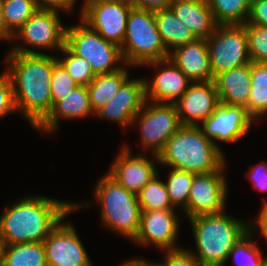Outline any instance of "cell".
<instances>
[{
  "instance_id": "cell-37",
  "label": "cell",
  "mask_w": 267,
  "mask_h": 266,
  "mask_svg": "<svg viewBox=\"0 0 267 266\" xmlns=\"http://www.w3.org/2000/svg\"><path fill=\"white\" fill-rule=\"evenodd\" d=\"M164 263L166 266H201L199 261L185 248L164 251Z\"/></svg>"
},
{
  "instance_id": "cell-29",
  "label": "cell",
  "mask_w": 267,
  "mask_h": 266,
  "mask_svg": "<svg viewBox=\"0 0 267 266\" xmlns=\"http://www.w3.org/2000/svg\"><path fill=\"white\" fill-rule=\"evenodd\" d=\"M156 174L137 194L141 211L175 210L164 182Z\"/></svg>"
},
{
  "instance_id": "cell-42",
  "label": "cell",
  "mask_w": 267,
  "mask_h": 266,
  "mask_svg": "<svg viewBox=\"0 0 267 266\" xmlns=\"http://www.w3.org/2000/svg\"><path fill=\"white\" fill-rule=\"evenodd\" d=\"M257 225L255 226H250V230H254V227L259 228V231L261 232L262 236H264V238L267 241V201L263 204L261 211L259 212L258 216H257Z\"/></svg>"
},
{
  "instance_id": "cell-27",
  "label": "cell",
  "mask_w": 267,
  "mask_h": 266,
  "mask_svg": "<svg viewBox=\"0 0 267 266\" xmlns=\"http://www.w3.org/2000/svg\"><path fill=\"white\" fill-rule=\"evenodd\" d=\"M217 25H241L247 22L251 0H207Z\"/></svg>"
},
{
  "instance_id": "cell-46",
  "label": "cell",
  "mask_w": 267,
  "mask_h": 266,
  "mask_svg": "<svg viewBox=\"0 0 267 266\" xmlns=\"http://www.w3.org/2000/svg\"><path fill=\"white\" fill-rule=\"evenodd\" d=\"M3 249H4V243H3V241L0 239V266H2Z\"/></svg>"
},
{
  "instance_id": "cell-4",
  "label": "cell",
  "mask_w": 267,
  "mask_h": 266,
  "mask_svg": "<svg viewBox=\"0 0 267 266\" xmlns=\"http://www.w3.org/2000/svg\"><path fill=\"white\" fill-rule=\"evenodd\" d=\"M225 212L189 219L197 252L187 250L201 266H224L234 245L250 230V224L230 217Z\"/></svg>"
},
{
  "instance_id": "cell-8",
  "label": "cell",
  "mask_w": 267,
  "mask_h": 266,
  "mask_svg": "<svg viewBox=\"0 0 267 266\" xmlns=\"http://www.w3.org/2000/svg\"><path fill=\"white\" fill-rule=\"evenodd\" d=\"M135 122L139 123L143 147L152 149L153 161L157 163L168 139L183 126L175 103L145 101L133 119V125Z\"/></svg>"
},
{
  "instance_id": "cell-2",
  "label": "cell",
  "mask_w": 267,
  "mask_h": 266,
  "mask_svg": "<svg viewBox=\"0 0 267 266\" xmlns=\"http://www.w3.org/2000/svg\"><path fill=\"white\" fill-rule=\"evenodd\" d=\"M81 206L41 195L25 197L0 217V239L4 245L43 242L61 220Z\"/></svg>"
},
{
  "instance_id": "cell-14",
  "label": "cell",
  "mask_w": 267,
  "mask_h": 266,
  "mask_svg": "<svg viewBox=\"0 0 267 266\" xmlns=\"http://www.w3.org/2000/svg\"><path fill=\"white\" fill-rule=\"evenodd\" d=\"M254 120L247 108L220 102L214 113L202 122L200 129L220 149L216 143L218 140L228 143L238 141L247 134Z\"/></svg>"
},
{
  "instance_id": "cell-13",
  "label": "cell",
  "mask_w": 267,
  "mask_h": 266,
  "mask_svg": "<svg viewBox=\"0 0 267 266\" xmlns=\"http://www.w3.org/2000/svg\"><path fill=\"white\" fill-rule=\"evenodd\" d=\"M43 246L48 266H93L70 223L61 220L43 240Z\"/></svg>"
},
{
  "instance_id": "cell-20",
  "label": "cell",
  "mask_w": 267,
  "mask_h": 266,
  "mask_svg": "<svg viewBox=\"0 0 267 266\" xmlns=\"http://www.w3.org/2000/svg\"><path fill=\"white\" fill-rule=\"evenodd\" d=\"M169 58L192 82L213 80L206 39H196L175 48Z\"/></svg>"
},
{
  "instance_id": "cell-5",
  "label": "cell",
  "mask_w": 267,
  "mask_h": 266,
  "mask_svg": "<svg viewBox=\"0 0 267 266\" xmlns=\"http://www.w3.org/2000/svg\"><path fill=\"white\" fill-rule=\"evenodd\" d=\"M95 196L105 226L134 241L140 229L142 212L137 195L106 173L97 182Z\"/></svg>"
},
{
  "instance_id": "cell-1",
  "label": "cell",
  "mask_w": 267,
  "mask_h": 266,
  "mask_svg": "<svg viewBox=\"0 0 267 266\" xmlns=\"http://www.w3.org/2000/svg\"><path fill=\"white\" fill-rule=\"evenodd\" d=\"M4 71L11 79L18 112L35 129L51 112V79L57 57L46 54L9 52Z\"/></svg>"
},
{
  "instance_id": "cell-23",
  "label": "cell",
  "mask_w": 267,
  "mask_h": 266,
  "mask_svg": "<svg viewBox=\"0 0 267 266\" xmlns=\"http://www.w3.org/2000/svg\"><path fill=\"white\" fill-rule=\"evenodd\" d=\"M213 81L221 103L246 108L251 91V63L222 72Z\"/></svg>"
},
{
  "instance_id": "cell-34",
  "label": "cell",
  "mask_w": 267,
  "mask_h": 266,
  "mask_svg": "<svg viewBox=\"0 0 267 266\" xmlns=\"http://www.w3.org/2000/svg\"><path fill=\"white\" fill-rule=\"evenodd\" d=\"M248 37L250 60L267 64V27L255 24H243Z\"/></svg>"
},
{
  "instance_id": "cell-22",
  "label": "cell",
  "mask_w": 267,
  "mask_h": 266,
  "mask_svg": "<svg viewBox=\"0 0 267 266\" xmlns=\"http://www.w3.org/2000/svg\"><path fill=\"white\" fill-rule=\"evenodd\" d=\"M169 8L197 39H208L217 27L207 0H173Z\"/></svg>"
},
{
  "instance_id": "cell-6",
  "label": "cell",
  "mask_w": 267,
  "mask_h": 266,
  "mask_svg": "<svg viewBox=\"0 0 267 266\" xmlns=\"http://www.w3.org/2000/svg\"><path fill=\"white\" fill-rule=\"evenodd\" d=\"M124 64L143 66L169 58L157 29L155 11L133 7L128 15L126 33L120 46Z\"/></svg>"
},
{
  "instance_id": "cell-18",
  "label": "cell",
  "mask_w": 267,
  "mask_h": 266,
  "mask_svg": "<svg viewBox=\"0 0 267 266\" xmlns=\"http://www.w3.org/2000/svg\"><path fill=\"white\" fill-rule=\"evenodd\" d=\"M145 101V79L128 78L115 96L95 115L114 120L124 129L127 125L133 124V119Z\"/></svg>"
},
{
  "instance_id": "cell-40",
  "label": "cell",
  "mask_w": 267,
  "mask_h": 266,
  "mask_svg": "<svg viewBox=\"0 0 267 266\" xmlns=\"http://www.w3.org/2000/svg\"><path fill=\"white\" fill-rule=\"evenodd\" d=\"M77 0H35L37 9L40 10H53L59 12V10H65L70 12Z\"/></svg>"
},
{
  "instance_id": "cell-16",
  "label": "cell",
  "mask_w": 267,
  "mask_h": 266,
  "mask_svg": "<svg viewBox=\"0 0 267 266\" xmlns=\"http://www.w3.org/2000/svg\"><path fill=\"white\" fill-rule=\"evenodd\" d=\"M219 103L214 81L210 80L192 82L175 105L182 125L197 126L214 113Z\"/></svg>"
},
{
  "instance_id": "cell-11",
  "label": "cell",
  "mask_w": 267,
  "mask_h": 266,
  "mask_svg": "<svg viewBox=\"0 0 267 266\" xmlns=\"http://www.w3.org/2000/svg\"><path fill=\"white\" fill-rule=\"evenodd\" d=\"M57 11L38 9L13 35L20 38L25 45L12 47L11 52L24 54H41L26 48L30 45L39 49H59L65 46L66 29L62 26Z\"/></svg>"
},
{
  "instance_id": "cell-31",
  "label": "cell",
  "mask_w": 267,
  "mask_h": 266,
  "mask_svg": "<svg viewBox=\"0 0 267 266\" xmlns=\"http://www.w3.org/2000/svg\"><path fill=\"white\" fill-rule=\"evenodd\" d=\"M37 10L35 0H3L6 28L14 35Z\"/></svg>"
},
{
  "instance_id": "cell-21",
  "label": "cell",
  "mask_w": 267,
  "mask_h": 266,
  "mask_svg": "<svg viewBox=\"0 0 267 266\" xmlns=\"http://www.w3.org/2000/svg\"><path fill=\"white\" fill-rule=\"evenodd\" d=\"M94 114L89 98L87 86H77L64 99L59 100L48 116L35 128L42 132H55L58 130L59 118L76 119ZM88 115V116H87Z\"/></svg>"
},
{
  "instance_id": "cell-19",
  "label": "cell",
  "mask_w": 267,
  "mask_h": 266,
  "mask_svg": "<svg viewBox=\"0 0 267 266\" xmlns=\"http://www.w3.org/2000/svg\"><path fill=\"white\" fill-rule=\"evenodd\" d=\"M130 150V147L123 146L107 173L128 191L137 195L158 172L149 157L142 154L132 155Z\"/></svg>"
},
{
  "instance_id": "cell-15",
  "label": "cell",
  "mask_w": 267,
  "mask_h": 266,
  "mask_svg": "<svg viewBox=\"0 0 267 266\" xmlns=\"http://www.w3.org/2000/svg\"><path fill=\"white\" fill-rule=\"evenodd\" d=\"M178 226L174 210L142 211L140 229L134 243L154 245L164 251L181 249L176 245Z\"/></svg>"
},
{
  "instance_id": "cell-9",
  "label": "cell",
  "mask_w": 267,
  "mask_h": 266,
  "mask_svg": "<svg viewBox=\"0 0 267 266\" xmlns=\"http://www.w3.org/2000/svg\"><path fill=\"white\" fill-rule=\"evenodd\" d=\"M207 46L213 79L232 68L251 63L245 26L217 25L208 38Z\"/></svg>"
},
{
  "instance_id": "cell-10",
  "label": "cell",
  "mask_w": 267,
  "mask_h": 266,
  "mask_svg": "<svg viewBox=\"0 0 267 266\" xmlns=\"http://www.w3.org/2000/svg\"><path fill=\"white\" fill-rule=\"evenodd\" d=\"M82 6L81 21L105 40L121 46L134 7L131 0H85Z\"/></svg>"
},
{
  "instance_id": "cell-25",
  "label": "cell",
  "mask_w": 267,
  "mask_h": 266,
  "mask_svg": "<svg viewBox=\"0 0 267 266\" xmlns=\"http://www.w3.org/2000/svg\"><path fill=\"white\" fill-rule=\"evenodd\" d=\"M128 75V70L123 67L113 73L98 74L90 82L87 89L94 115L115 96L122 84L129 78Z\"/></svg>"
},
{
  "instance_id": "cell-43",
  "label": "cell",
  "mask_w": 267,
  "mask_h": 266,
  "mask_svg": "<svg viewBox=\"0 0 267 266\" xmlns=\"http://www.w3.org/2000/svg\"><path fill=\"white\" fill-rule=\"evenodd\" d=\"M13 38V34L6 28L5 20L3 16V0H0V39L10 41Z\"/></svg>"
},
{
  "instance_id": "cell-12",
  "label": "cell",
  "mask_w": 267,
  "mask_h": 266,
  "mask_svg": "<svg viewBox=\"0 0 267 266\" xmlns=\"http://www.w3.org/2000/svg\"><path fill=\"white\" fill-rule=\"evenodd\" d=\"M194 175L187 207L183 212L190 219L199 215L218 214L225 211L227 182L224 172Z\"/></svg>"
},
{
  "instance_id": "cell-17",
  "label": "cell",
  "mask_w": 267,
  "mask_h": 266,
  "mask_svg": "<svg viewBox=\"0 0 267 266\" xmlns=\"http://www.w3.org/2000/svg\"><path fill=\"white\" fill-rule=\"evenodd\" d=\"M155 65L163 67L156 73L151 82L145 79L146 101L175 103L187 91L192 81L181 72L170 58L149 62L144 66L155 67Z\"/></svg>"
},
{
  "instance_id": "cell-3",
  "label": "cell",
  "mask_w": 267,
  "mask_h": 266,
  "mask_svg": "<svg viewBox=\"0 0 267 266\" xmlns=\"http://www.w3.org/2000/svg\"><path fill=\"white\" fill-rule=\"evenodd\" d=\"M159 164L195 175L225 168V156L200 129V125H183L167 141L158 155Z\"/></svg>"
},
{
  "instance_id": "cell-36",
  "label": "cell",
  "mask_w": 267,
  "mask_h": 266,
  "mask_svg": "<svg viewBox=\"0 0 267 266\" xmlns=\"http://www.w3.org/2000/svg\"><path fill=\"white\" fill-rule=\"evenodd\" d=\"M17 111L13 85L10 77L4 72L0 75V118Z\"/></svg>"
},
{
  "instance_id": "cell-33",
  "label": "cell",
  "mask_w": 267,
  "mask_h": 266,
  "mask_svg": "<svg viewBox=\"0 0 267 266\" xmlns=\"http://www.w3.org/2000/svg\"><path fill=\"white\" fill-rule=\"evenodd\" d=\"M60 51L64 53V56L62 58L57 57V61L65 68L79 86H88L96 77L90 63L84 58L73 54L66 46Z\"/></svg>"
},
{
  "instance_id": "cell-7",
  "label": "cell",
  "mask_w": 267,
  "mask_h": 266,
  "mask_svg": "<svg viewBox=\"0 0 267 266\" xmlns=\"http://www.w3.org/2000/svg\"><path fill=\"white\" fill-rule=\"evenodd\" d=\"M65 46L76 56L87 60L96 75L119 71L113 66L124 59L119 45L105 40L83 21L66 29Z\"/></svg>"
},
{
  "instance_id": "cell-44",
  "label": "cell",
  "mask_w": 267,
  "mask_h": 266,
  "mask_svg": "<svg viewBox=\"0 0 267 266\" xmlns=\"http://www.w3.org/2000/svg\"><path fill=\"white\" fill-rule=\"evenodd\" d=\"M120 266H140V258L129 259L128 261L121 263Z\"/></svg>"
},
{
  "instance_id": "cell-35",
  "label": "cell",
  "mask_w": 267,
  "mask_h": 266,
  "mask_svg": "<svg viewBox=\"0 0 267 266\" xmlns=\"http://www.w3.org/2000/svg\"><path fill=\"white\" fill-rule=\"evenodd\" d=\"M79 86L68 74L65 68L57 62L53 68L51 79L52 108L59 101L65 98L70 92Z\"/></svg>"
},
{
  "instance_id": "cell-41",
  "label": "cell",
  "mask_w": 267,
  "mask_h": 266,
  "mask_svg": "<svg viewBox=\"0 0 267 266\" xmlns=\"http://www.w3.org/2000/svg\"><path fill=\"white\" fill-rule=\"evenodd\" d=\"M172 1L173 0H131L135 8L154 11L169 8Z\"/></svg>"
},
{
  "instance_id": "cell-38",
  "label": "cell",
  "mask_w": 267,
  "mask_h": 266,
  "mask_svg": "<svg viewBox=\"0 0 267 266\" xmlns=\"http://www.w3.org/2000/svg\"><path fill=\"white\" fill-rule=\"evenodd\" d=\"M247 23L267 27V0H251Z\"/></svg>"
},
{
  "instance_id": "cell-32",
  "label": "cell",
  "mask_w": 267,
  "mask_h": 266,
  "mask_svg": "<svg viewBox=\"0 0 267 266\" xmlns=\"http://www.w3.org/2000/svg\"><path fill=\"white\" fill-rule=\"evenodd\" d=\"M170 171L167 182L164 184L172 205L174 207L181 206L183 210L187 207L190 188L195 174L174 168Z\"/></svg>"
},
{
  "instance_id": "cell-45",
  "label": "cell",
  "mask_w": 267,
  "mask_h": 266,
  "mask_svg": "<svg viewBox=\"0 0 267 266\" xmlns=\"http://www.w3.org/2000/svg\"><path fill=\"white\" fill-rule=\"evenodd\" d=\"M140 266H166L164 262L162 263H155V262H148L146 260L140 259Z\"/></svg>"
},
{
  "instance_id": "cell-28",
  "label": "cell",
  "mask_w": 267,
  "mask_h": 266,
  "mask_svg": "<svg viewBox=\"0 0 267 266\" xmlns=\"http://www.w3.org/2000/svg\"><path fill=\"white\" fill-rule=\"evenodd\" d=\"M250 95L246 108L257 120L267 113V64L251 62Z\"/></svg>"
},
{
  "instance_id": "cell-26",
  "label": "cell",
  "mask_w": 267,
  "mask_h": 266,
  "mask_svg": "<svg viewBox=\"0 0 267 266\" xmlns=\"http://www.w3.org/2000/svg\"><path fill=\"white\" fill-rule=\"evenodd\" d=\"M2 266H48L43 242L4 245Z\"/></svg>"
},
{
  "instance_id": "cell-30",
  "label": "cell",
  "mask_w": 267,
  "mask_h": 266,
  "mask_svg": "<svg viewBox=\"0 0 267 266\" xmlns=\"http://www.w3.org/2000/svg\"><path fill=\"white\" fill-rule=\"evenodd\" d=\"M252 233L253 230H249L239 239L229 252L227 260L233 257L236 266H267V256L262 257L256 242L252 241Z\"/></svg>"
},
{
  "instance_id": "cell-24",
  "label": "cell",
  "mask_w": 267,
  "mask_h": 266,
  "mask_svg": "<svg viewBox=\"0 0 267 266\" xmlns=\"http://www.w3.org/2000/svg\"><path fill=\"white\" fill-rule=\"evenodd\" d=\"M155 18L157 29L168 53L197 39L170 8L155 10Z\"/></svg>"
},
{
  "instance_id": "cell-39",
  "label": "cell",
  "mask_w": 267,
  "mask_h": 266,
  "mask_svg": "<svg viewBox=\"0 0 267 266\" xmlns=\"http://www.w3.org/2000/svg\"><path fill=\"white\" fill-rule=\"evenodd\" d=\"M249 179L252 181L253 187L260 192H267V164L263 162L251 167L247 172Z\"/></svg>"
}]
</instances>
